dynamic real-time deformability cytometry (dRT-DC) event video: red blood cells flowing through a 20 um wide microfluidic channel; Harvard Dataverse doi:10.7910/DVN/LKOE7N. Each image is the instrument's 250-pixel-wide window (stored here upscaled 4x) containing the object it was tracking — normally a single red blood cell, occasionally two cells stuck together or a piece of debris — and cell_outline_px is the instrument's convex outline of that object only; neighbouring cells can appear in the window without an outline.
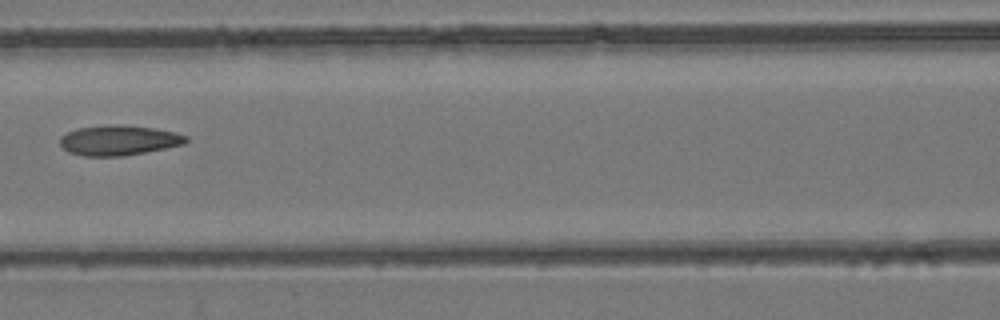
{"species": "common noctule bat (a hibernating species)", "species_latin": "Nyctalus noctula", "temperature_condition": "room temperature", "stored_images_in_passage": 8, "camera_frame_rate_fps": 3000, "um_per_image_px": 0.085, "animal": {"sex": "female", "body_mass_g": 24.6, "forearm_length_mm": 56.2}, "frame": {"image": 1, "passage_image": 7, "time_ms": 2.0, "image_size_px": [1000, 320], "cell_outline_px": [[188, 140], [184, 144], [124, 156], [84, 156], [68, 152], [60, 144], [60, 136], [76, 128], [116, 124], [156, 128], [176, 132], [188, 136]], "centroid_in_image_um": [10.1, 11.92], "position_along_channel_um": 156.5, "area_um2": 22.08}}
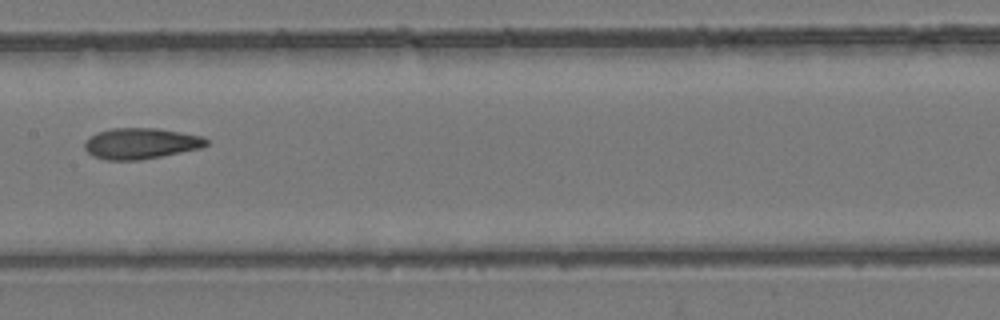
{"frame": {"image": 2, "passage_image": 8, "time_ms": 2.333, "image_size_px": [1000, 320], "cell_outline_px": [[208, 144], [200, 148], [140, 160], [104, 160], [92, 156], [84, 148], [84, 140], [96, 132], [112, 128], [156, 128], [204, 136], [208, 140]], "centroid_in_image_um": [11.93, 12.19], "position_along_channel_um": 195.5, "area_um2": 22.02}}